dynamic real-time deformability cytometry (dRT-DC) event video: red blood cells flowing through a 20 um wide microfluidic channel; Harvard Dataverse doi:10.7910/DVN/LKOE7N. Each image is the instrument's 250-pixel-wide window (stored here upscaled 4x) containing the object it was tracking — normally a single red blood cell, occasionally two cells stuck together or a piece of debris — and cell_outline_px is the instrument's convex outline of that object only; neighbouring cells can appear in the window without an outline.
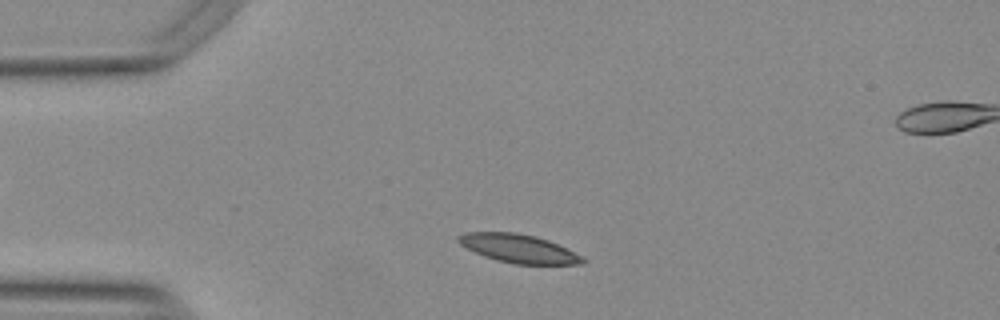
{"species": "Egyptian fruit bat (a non-hibernating species)", "species_latin": "Rousettus aegyptiacus", "temperature_condition": "warm", "stored_images_in_passage": 47, "camera_frame_rate_fps": 3000, "um_per_image_px": 0.085, "animal": {"sex": "female"}, "frame": {"image": 1, "passage_image": 5, "time_ms": 1.333, "image_size_px": [1000, 320], "cell_outline_px": [[588, 260], [584, 264], [512, 264], [496, 260], [484, 256], [460, 244], [456, 240], [456, 236], [464, 232], [516, 232], [536, 236], [548, 240]], "centroid_in_image_um": [44.04, 21.12], "position_along_channel_um": 41.0, "area_um2": 20.52}}
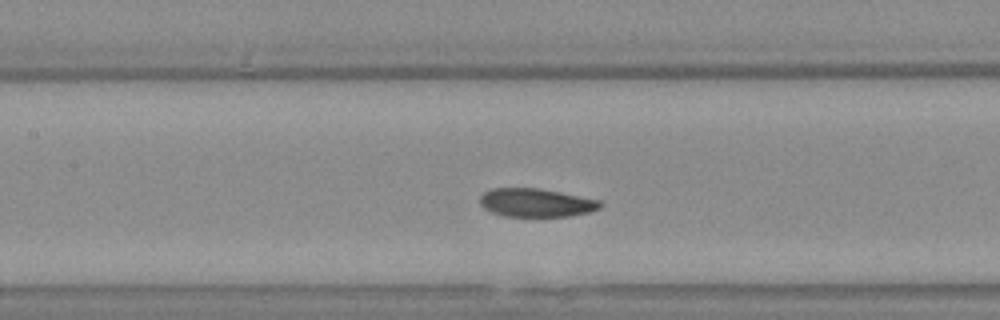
{"frame": {"image": 2, "passage_image": 17, "time_ms": 5.333, "image_size_px": [1000, 320], "cell_outline_px": [[604, 204], [600, 208], [588, 212], [572, 216], [504, 216], [492, 212], [484, 208], [480, 204], [480, 196], [484, 192], [492, 188], [540, 188], [600, 200]], "centroid_in_image_um": [45.57, 17.22], "position_along_channel_um": 161.8, "area_um2": 19.94}}
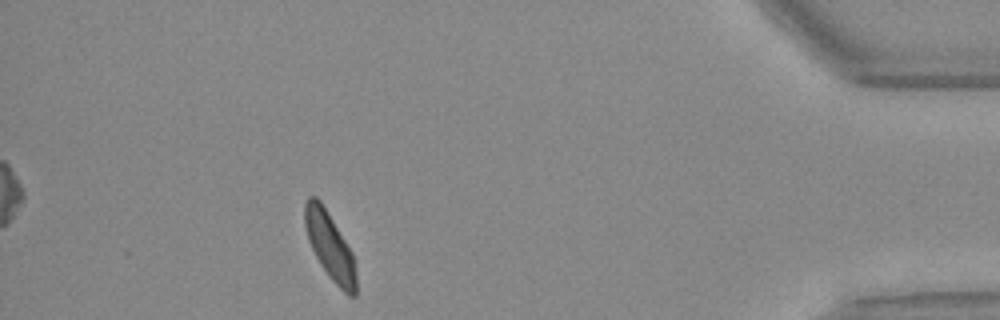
{"frame": {"image": 3, "passage_image": 41, "time_ms": 13.333, "image_size_px": [1000, 320], "cell_outline_px": [[356, 296], [348, 296], [328, 276], [320, 264], [308, 240], [304, 224], [304, 204], [308, 196], [316, 196], [320, 200], [352, 252], [356, 272]], "centroid_in_image_um": [28.03, 20.92], "position_along_channel_um": 407.2, "area_um2": 19.94}, "authors_computed_cell_mechanics": {"area_um2": 20.5768, "velocity_mm_per_s": 3.735, "shape_relaxation_time_tau1_ms": 6.9758, "shape_relaxation_time_tau2_ms": 2.3301, "deformation_change_tau1": 0.1722, "deformation_change_tau2": 0.0786}}